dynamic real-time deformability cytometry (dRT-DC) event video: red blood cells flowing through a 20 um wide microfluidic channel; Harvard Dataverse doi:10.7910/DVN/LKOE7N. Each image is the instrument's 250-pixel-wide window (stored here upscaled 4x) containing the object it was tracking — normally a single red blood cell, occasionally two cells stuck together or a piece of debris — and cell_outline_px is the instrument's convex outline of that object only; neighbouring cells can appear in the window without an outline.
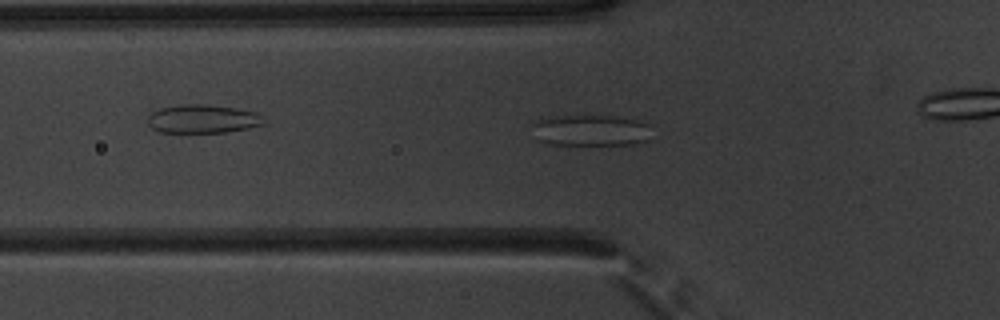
{"species": "common noctule bat (a hibernating species)", "species_latin": "Nyctalus noctula", "temperature_condition": "warm", "stored_images_in_passage": 34, "camera_frame_rate_fps": 3000, "um_per_image_px": 0.085, "animal": {"sex": "male", "body_mass_g": 20.1, "forearm_length_mm": 53.5}, "frame": {"image": 1, "passage_image": 9, "time_ms": 2.667, "image_size_px": [1000, 320], "cell_outline_px": [[652, 124], [648, 140], [636, 144], [548, 144], [536, 140], [532, 124], [536, 120], [556, 116], [616, 116], [636, 120]], "centroid_in_image_um": [50.23, 11.08], "position_along_channel_um": 75.6, "area_um2": 21.79}}
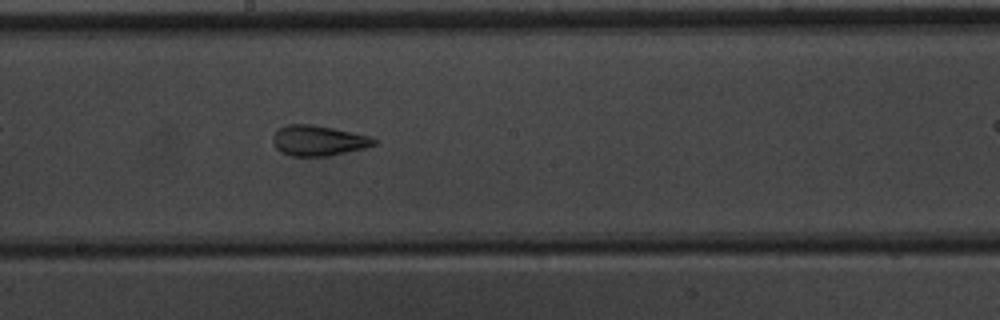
{"frame": {"image": 2, "passage_image": 20, "time_ms": 6.333, "image_size_px": [1000, 320], "cell_outline_px": [[376, 144], [364, 148], [328, 156], [292, 156], [280, 152], [272, 144], [272, 136], [280, 128], [288, 124], [312, 124], [372, 136], [376, 140]], "centroid_in_image_um": [27.04, 11.95], "position_along_channel_um": 221.2, "area_um2": 17.92}}
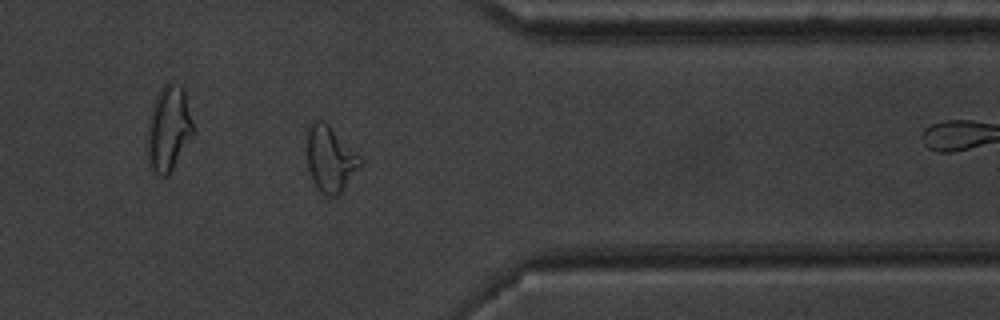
{"frame": {"image": 3, "passage_image": 33, "time_ms": 10.667, "image_size_px": [1000, 320], "cell_outline_px": [[364, 160], [344, 188], [336, 196], [328, 196], [320, 192], [308, 168], [304, 132], [316, 120], [324, 120]], "centroid_in_image_um": [28.03, 13.47], "position_along_channel_um": 383.4, "area_um2": 20.4}}